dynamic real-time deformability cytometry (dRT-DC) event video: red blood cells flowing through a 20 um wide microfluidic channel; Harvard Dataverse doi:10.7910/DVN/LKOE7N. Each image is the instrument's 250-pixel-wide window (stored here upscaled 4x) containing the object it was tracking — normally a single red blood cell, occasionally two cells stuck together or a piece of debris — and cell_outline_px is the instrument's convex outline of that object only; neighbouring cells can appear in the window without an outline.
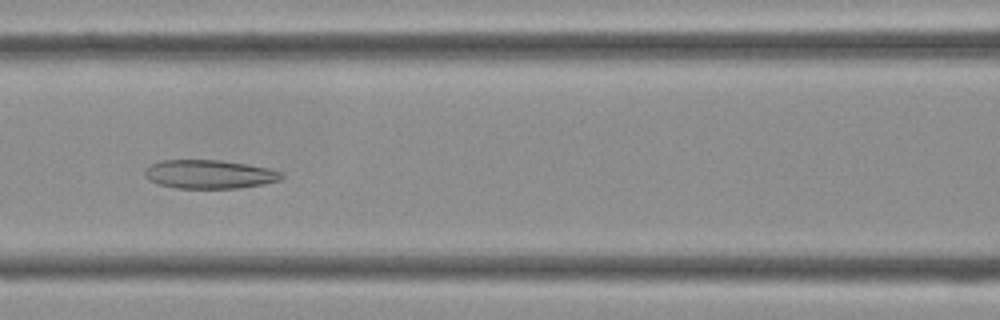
{"species": "Egyptian fruit bat (a non-hibernating species)", "species_latin": "Rousettus aegyptiacus", "temperature_condition": "cold", "stored_images_in_passage": 36, "camera_frame_rate_fps": 3000, "um_per_image_px": 0.085, "frame": {"image": 1, "passage_image": 12, "time_ms": 3.667, "image_size_px": [1000, 320], "cell_outline_px": [[284, 176], [280, 180], [240, 188], [176, 188], [156, 184], [148, 180], [144, 176], [144, 168], [148, 164], [160, 160], [220, 160], [248, 164], [268, 168], [284, 172]], "centroid_in_image_um": [17.74, 14.8], "position_along_channel_um": 148.9, "area_um2": 23.18}}
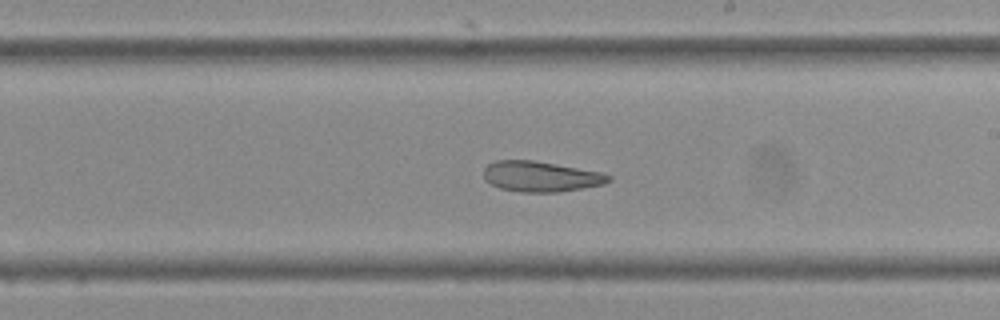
{"frame": {"image": 2, "passage_image": 18, "time_ms": 5.667, "image_size_px": [1000, 320], "cell_outline_px": [[612, 180], [604, 184], [560, 192], [520, 192], [500, 188], [484, 180], [484, 168], [488, 164], [496, 160], [532, 160], [556, 164], [600, 172], [612, 176]], "centroid_in_image_um": [45.96, 15.0], "position_along_channel_um": 243.0, "area_um2": 22.14}}
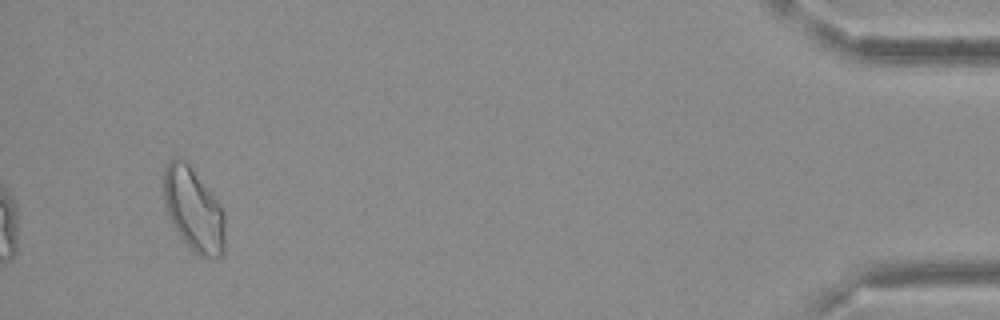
{"frame": {"image": 3, "passage_image": 34, "time_ms": 11.0, "image_size_px": [1000, 320], "cell_outline_px": [[224, 256], [212, 260], [200, 256], [180, 236], [168, 216], [164, 204], [164, 168], [168, 160], [176, 156], [180, 156], [188, 164], [216, 200], [224, 212]], "centroid_in_image_um": [16.45, 17.83], "position_along_channel_um": 418.8, "area_um2": 29.59}}